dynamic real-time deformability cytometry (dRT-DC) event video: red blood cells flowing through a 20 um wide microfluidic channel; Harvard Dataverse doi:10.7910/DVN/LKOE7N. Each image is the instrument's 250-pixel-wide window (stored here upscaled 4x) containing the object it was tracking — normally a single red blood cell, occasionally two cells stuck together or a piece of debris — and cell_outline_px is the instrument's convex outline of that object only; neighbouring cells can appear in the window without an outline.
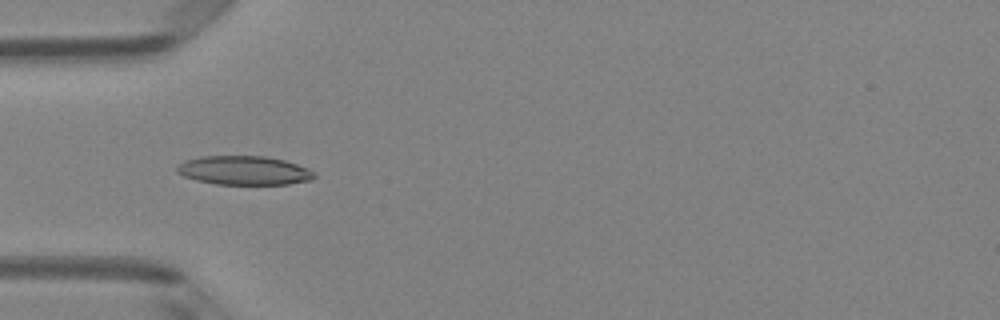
{"species": "Egyptian fruit bat (a non-hibernating species)", "species_latin": "Rousettus aegyptiacus", "temperature_condition": "room temperature", "stored_images_in_passage": 6, "camera_frame_rate_fps": 3000, "um_per_image_px": 0.085, "animal": {"sex": "female"}, "frame": {"image": 1, "passage_image": 3, "time_ms": 0.667, "image_size_px": [1000, 320], "cell_outline_px": [[316, 176], [312, 180], [288, 184], [216, 184], [196, 180], [184, 176], [176, 172], [176, 168], [184, 160], [200, 156], [264, 156], [284, 160], [308, 168]], "centroid_in_image_um": [20.73, 14.48], "position_along_channel_um": 64.3, "area_um2": 23.12}}
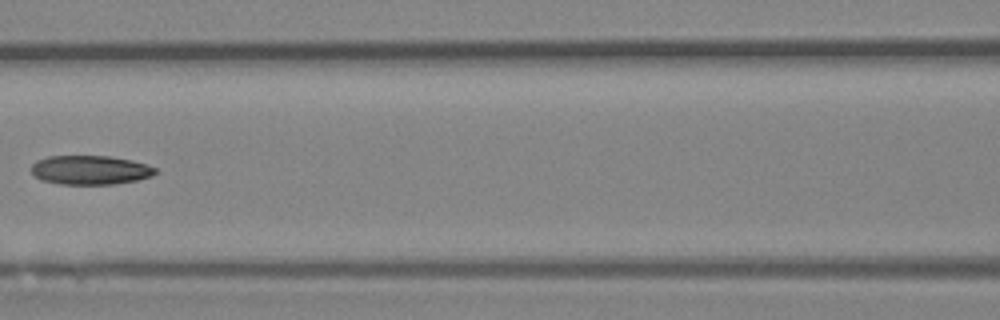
{"frame": {"image": 2, "passage_image": 5, "time_ms": 1.333, "image_size_px": [1000, 320], "cell_outline_px": [[156, 172], [152, 176], [136, 180], [112, 184], [60, 184], [40, 180], [32, 172], [32, 164], [36, 160], [48, 156], [112, 156], [132, 160], [148, 164], [156, 168]], "centroid_in_image_um": [7.67, 14.44], "position_along_channel_um": 158.9, "area_um2": 21.1}}
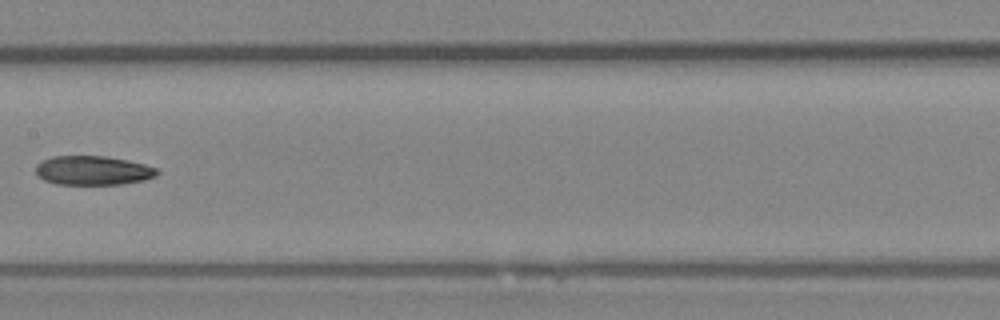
{"frame": {"image": 3, "passage_image": 6, "time_ms": 1.667, "image_size_px": [1000, 320], "cell_outline_px": [[160, 172], [156, 176], [144, 180], [120, 184], [56, 184], [44, 180], [36, 176], [36, 164], [52, 156], [108, 156], [128, 160], [144, 164], [156, 168]], "centroid_in_image_um": [7.89, 14.48], "position_along_channel_um": 199.5, "area_um2": 20.69}}